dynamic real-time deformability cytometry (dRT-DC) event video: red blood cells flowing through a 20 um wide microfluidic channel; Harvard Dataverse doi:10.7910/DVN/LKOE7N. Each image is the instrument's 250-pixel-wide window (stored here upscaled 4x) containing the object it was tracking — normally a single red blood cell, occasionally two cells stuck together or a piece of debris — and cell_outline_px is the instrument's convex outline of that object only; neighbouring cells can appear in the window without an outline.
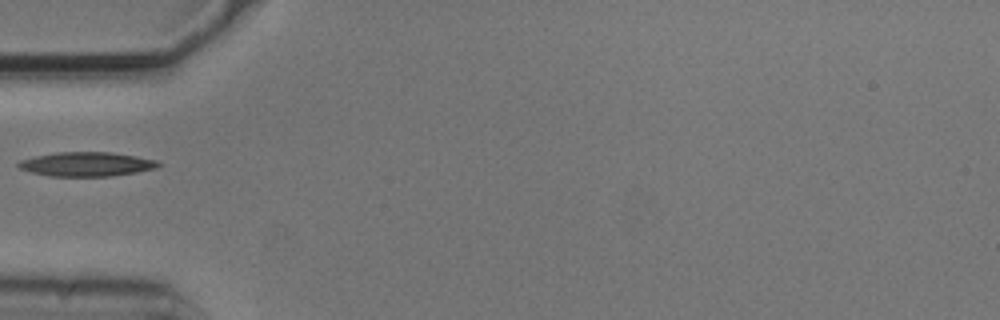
{"species": "common noctule bat (a hibernating species)", "species_latin": "Nyctalus noctula", "temperature_condition": "cold", "stored_images_in_passage": 30, "camera_frame_rate_fps": 3000, "um_per_image_px": 0.085, "animal": {"sex": "male", "body_mass_g": 20.5, "forearm_length_mm": 52.5}, "frame": {"image": 1, "passage_image": 1, "time_ms": 0.0, "image_size_px": [1000, 320], "cell_outline_px": [[164, 164], [156, 168], [136, 172], [108, 176], [52, 176], [32, 172], [20, 168], [16, 164], [20, 160], [36, 156], [56, 152], [112, 152], [136, 156], [156, 160]], "centroid_in_image_um": [7.39, 13.94], "position_along_channel_um": 77.6, "area_um2": 19.65}}
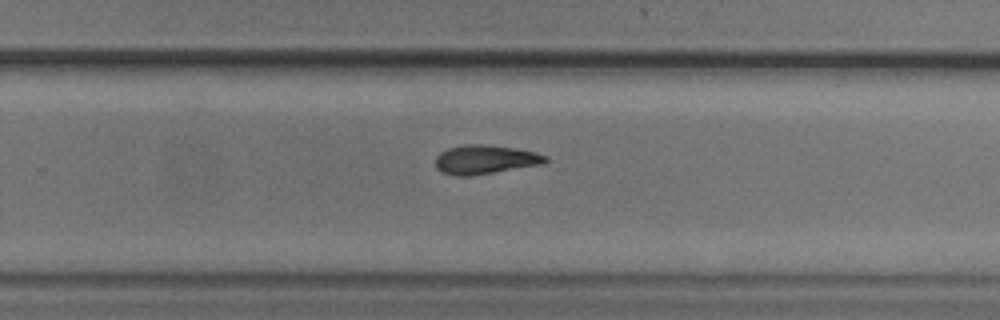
{"frame": {"image": 2, "passage_image": 18, "time_ms": 5.667, "image_size_px": [1000, 320], "cell_outline_px": [[548, 160], [544, 164], [468, 176], [456, 176], [440, 172], [436, 168], [436, 156], [440, 152], [448, 148], [464, 144], [484, 144], [512, 148], [536, 152], [548, 156]], "centroid_in_image_um": [41.22, 13.56], "position_along_channel_um": 288.6, "area_um2": 18.61}}
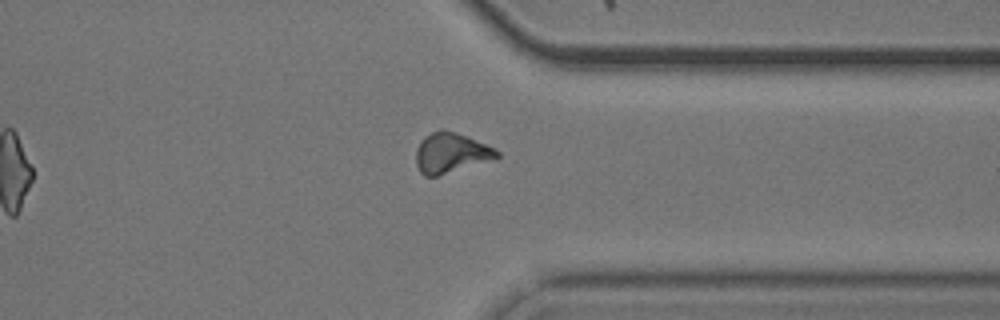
{"frame": {"image": 3, "passage_image": 25, "time_ms": 8.0, "image_size_px": [1000, 320], "cell_outline_px": [[500, 156], [496, 160], [436, 176], [424, 176], [420, 172], [416, 164], [416, 148], [420, 140], [424, 136], [440, 128], [444, 128], [468, 136], [496, 148], [500, 152]], "centroid_in_image_um": [38.36, 12.98], "position_along_channel_um": 373.0, "area_um2": 19.48}}